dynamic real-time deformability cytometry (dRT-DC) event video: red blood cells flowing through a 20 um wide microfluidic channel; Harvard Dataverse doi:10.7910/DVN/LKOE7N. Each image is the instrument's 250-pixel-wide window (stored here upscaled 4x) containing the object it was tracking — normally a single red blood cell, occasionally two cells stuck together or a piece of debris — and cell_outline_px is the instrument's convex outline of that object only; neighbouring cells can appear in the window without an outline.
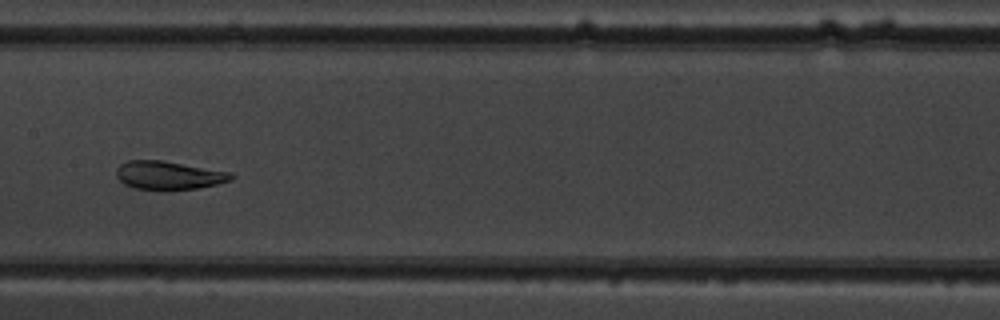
{"species": "common noctule bat (a hibernating species)", "species_latin": "Nyctalus noctula", "temperature_condition": "warm", "stored_images_in_passage": 7, "camera_frame_rate_fps": 3000, "um_per_image_px": 0.085, "animal": {"sex": "male", "body_mass_g": 19.5, "forearm_length_mm": 54.6}, "frame": {"image": 1, "passage_image": 7, "time_ms": 7.0, "image_size_px": [1000, 320], "cell_outline_px": [[236, 176], [232, 180], [200, 188], [136, 188], [124, 184], [116, 176], [116, 168], [120, 164], [128, 160], [160, 160], [232, 172]], "centroid_in_image_um": [14.36, 14.87], "position_along_channel_um": 193.0, "area_um2": 18.61}}